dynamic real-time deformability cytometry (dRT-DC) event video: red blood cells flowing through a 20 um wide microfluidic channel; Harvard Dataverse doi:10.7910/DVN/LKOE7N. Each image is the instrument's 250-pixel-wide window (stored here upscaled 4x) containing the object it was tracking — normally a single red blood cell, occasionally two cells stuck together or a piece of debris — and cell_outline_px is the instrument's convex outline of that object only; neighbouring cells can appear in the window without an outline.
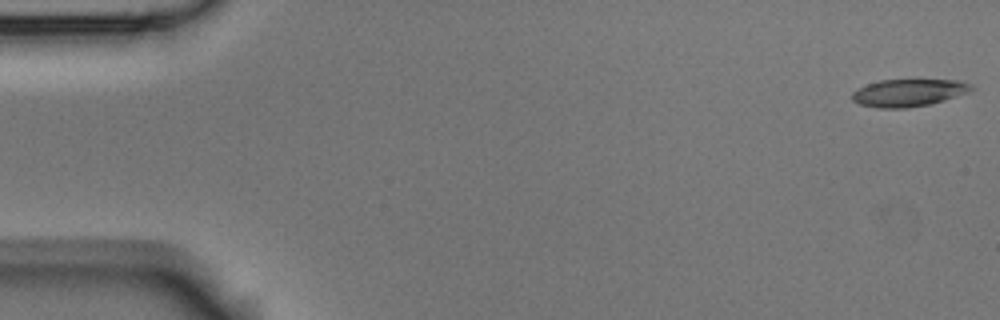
{"species": "Egyptian fruit bat (a non-hibernating species)", "species_latin": "Rousettus aegyptiacus", "temperature_condition": "room temperature", "stored_images_in_passage": 5, "camera_frame_rate_fps": 3000, "um_per_image_px": 0.085, "animal": {"sex": "male"}, "frame": {"image": 1, "passage_image": 1, "time_ms": 0.0, "image_size_px": [1000, 320], "cell_outline_px": [[976, 88], [968, 92], [944, 100], [928, 104], [908, 108], [876, 108], [860, 104], [852, 100], [852, 92], [856, 88], [880, 80], [960, 80], [972, 84]], "centroid_in_image_um": [77.22, 7.88], "position_along_channel_um": 7.8, "area_um2": 19.07}}
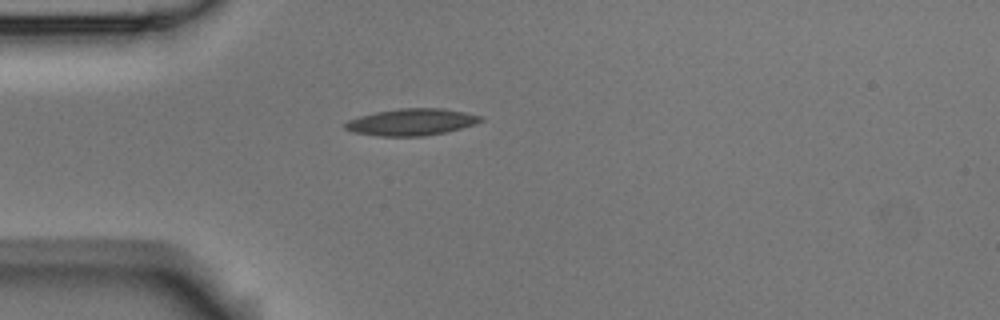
{"frame": {"image": 2, "passage_image": 5, "time_ms": 4.667, "image_size_px": [1000, 320], "cell_outline_px": [[484, 120], [460, 128], [444, 132], [424, 136], [380, 136], [352, 132], [344, 128], [344, 124], [348, 120], [360, 116], [376, 112], [400, 108], [440, 108], [464, 112], [484, 116]], "centroid_in_image_um": [34.96, 10.37], "position_along_channel_um": 50.0, "area_um2": 20.98}}